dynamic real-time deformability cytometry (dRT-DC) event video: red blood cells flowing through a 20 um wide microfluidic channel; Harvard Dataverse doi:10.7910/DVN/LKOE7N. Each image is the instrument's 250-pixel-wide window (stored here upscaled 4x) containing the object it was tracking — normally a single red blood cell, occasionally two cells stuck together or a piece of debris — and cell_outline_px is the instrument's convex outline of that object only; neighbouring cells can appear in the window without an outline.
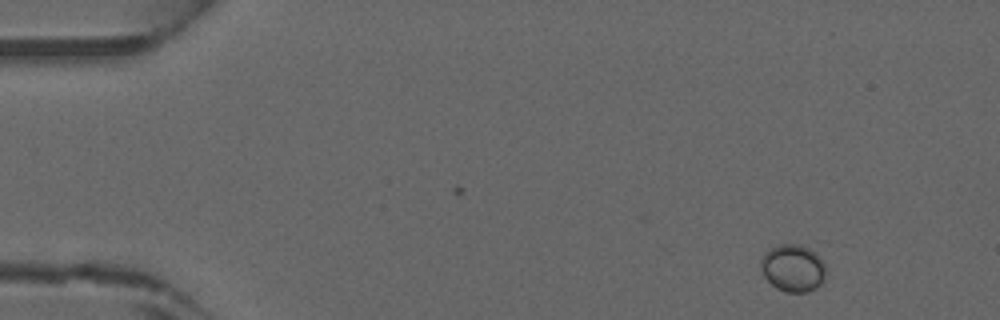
{"species": "common noctule bat (a hibernating species)", "species_latin": "Nyctalus noctula", "temperature_condition": "warm", "stored_images_in_passage": 12, "camera_frame_rate_fps": 3000, "um_per_image_px": 0.085, "animal": {"sex": "male", "forearm_length_mm": 52.5}, "frame": {"image": 1, "passage_image": 1, "time_ms": 0.0, "image_size_px": [1000, 320], "cell_outline_px": [[828, 272], [824, 280], [816, 288], [808, 292], [784, 292], [776, 288], [764, 276], [760, 268], [760, 260], [764, 252], [768, 248], [780, 244], [800, 244], [816, 252], [824, 260]], "centroid_in_image_um": [67.43, 22.77], "position_along_channel_um": 17.6, "area_um2": 18.5}}
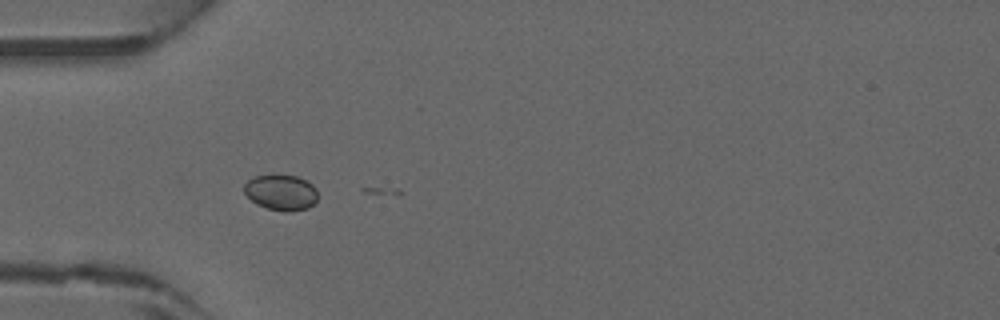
{"frame": {"image": 2, "passage_image": 11, "time_ms": 3.333, "image_size_px": [1000, 320], "cell_outline_px": [[316, 200], [308, 208], [288, 212], [284, 212], [268, 208], [256, 204], [244, 192], [244, 184], [248, 180], [256, 176], [296, 176], [308, 180], [316, 188]], "centroid_in_image_um": [23.9, 16.37], "position_along_channel_um": 61.1, "area_um2": 15.09}}